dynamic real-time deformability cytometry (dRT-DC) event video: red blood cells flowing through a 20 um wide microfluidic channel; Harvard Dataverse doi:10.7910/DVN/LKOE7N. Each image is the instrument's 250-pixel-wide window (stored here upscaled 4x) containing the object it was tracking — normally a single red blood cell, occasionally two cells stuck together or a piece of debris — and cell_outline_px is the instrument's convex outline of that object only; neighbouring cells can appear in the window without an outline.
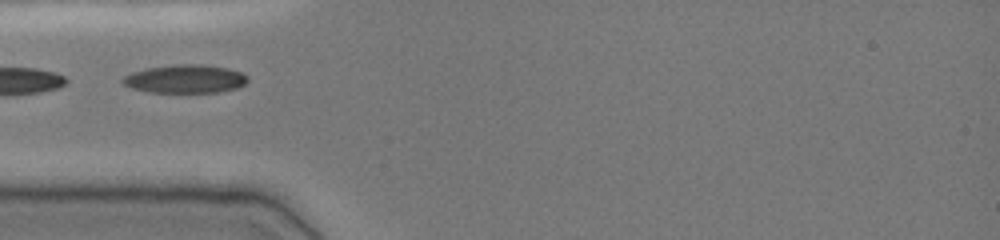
{"species": "common noctule bat (a hibernating species)", "species_latin": "Nyctalus noctula", "temperature_condition": "cold", "stored_images_in_passage": 12, "camera_frame_rate_fps": 3000, "um_per_image_px": 0.085, "animal": {"sex": "female", "body_mass_g": 19.0, "forearm_length_mm": 51.5}, "frame": {"image": 1, "passage_image": 1, "time_ms": 0.0, "image_size_px": [1000, 240], "cell_outline_px": [[248, 80], [244, 84], [236, 88], [220, 92], [148, 92], [132, 88], [124, 84], [120, 80], [124, 76], [132, 72], [144, 68], [172, 64], [196, 64], [228, 68], [240, 72], [248, 76]], "centroid_in_image_um": [15.71, 6.7], "position_along_channel_um": 69.3, "area_um2": 20.69}}
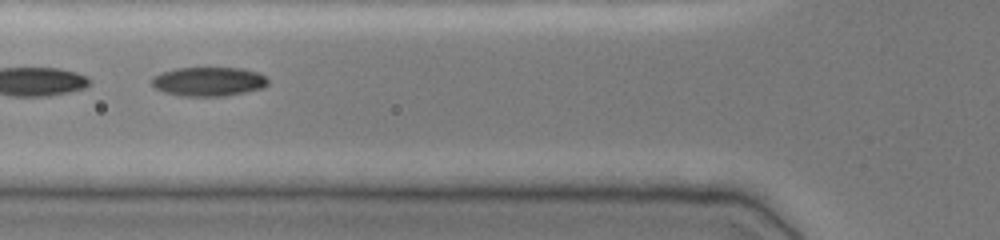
{"frame": {"image": 2, "passage_image": 4, "time_ms": 1.0, "image_size_px": [1000, 240], "cell_outline_px": [[268, 84], [264, 88], [224, 96], [180, 96], [164, 92], [156, 88], [152, 84], [152, 76], [176, 68], [240, 68], [260, 72], [268, 80]], "centroid_in_image_um": [17.75, 6.93], "position_along_channel_um": 108.1, "area_um2": 19.71}}